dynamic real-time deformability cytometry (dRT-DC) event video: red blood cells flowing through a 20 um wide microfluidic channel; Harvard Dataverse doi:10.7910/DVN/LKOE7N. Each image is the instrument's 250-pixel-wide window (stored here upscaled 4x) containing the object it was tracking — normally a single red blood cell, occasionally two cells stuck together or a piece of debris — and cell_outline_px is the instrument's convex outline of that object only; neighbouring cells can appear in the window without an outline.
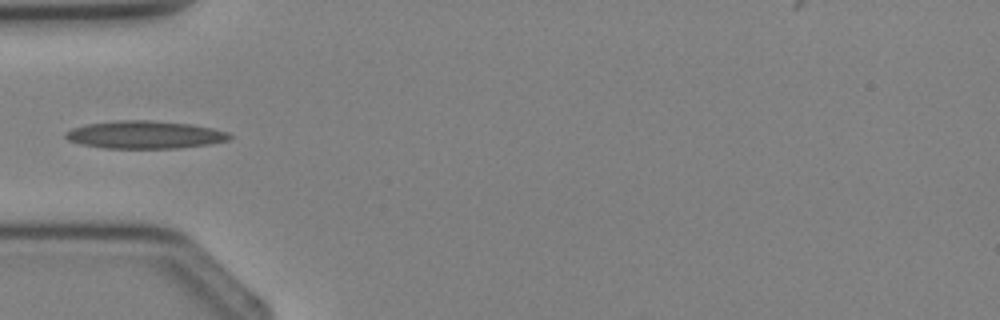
{"species": "Egyptian fruit bat (a non-hibernating species)", "species_latin": "Rousettus aegyptiacus", "temperature_condition": "cold", "stored_images_in_passage": 1, "camera_frame_rate_fps": 3000, "um_per_image_px": 0.085, "animal": {"sex": "female"}, "frame": {"image": 1, "passage_image": 1, "time_ms": 0.0, "image_size_px": [1000, 320], "cell_outline_px": [[232, 136], [228, 140], [208, 144], [180, 148], [104, 148], [80, 144], [68, 140], [64, 136], [64, 132], [72, 128], [88, 124], [120, 120], [152, 120], [192, 124], [212, 128], [228, 132]], "centroid_in_image_um": [12.3, 11.45], "position_along_channel_um": 72.7, "area_um2": 26.53}}